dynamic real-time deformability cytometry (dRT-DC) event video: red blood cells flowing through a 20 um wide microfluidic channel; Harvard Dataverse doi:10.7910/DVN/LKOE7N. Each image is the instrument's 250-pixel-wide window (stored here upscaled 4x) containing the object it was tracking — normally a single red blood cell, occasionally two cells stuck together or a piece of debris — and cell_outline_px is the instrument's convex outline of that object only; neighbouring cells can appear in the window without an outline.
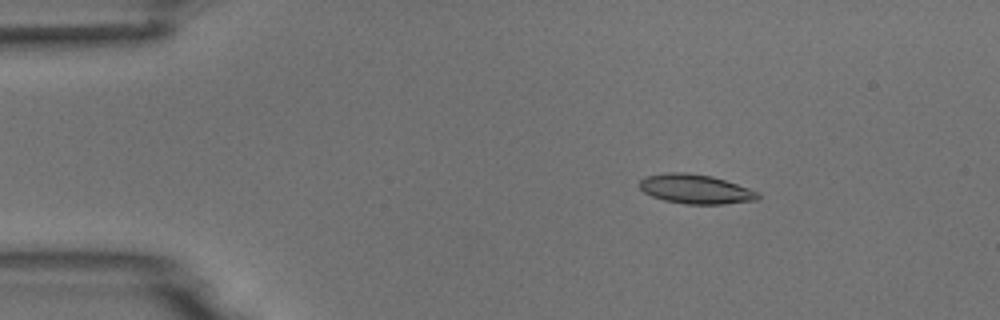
{"species": "common noctule bat (a hibernating species)", "species_latin": "Nyctalus noctula", "temperature_condition": "room temperature", "stored_images_in_passage": 5, "camera_frame_rate_fps": 3000, "um_per_image_px": 0.085, "animal": {"sex": "male", "body_mass_g": 18.8}, "frame": {"image": 1, "passage_image": 2, "time_ms": 1.0, "image_size_px": [1000, 320], "cell_outline_px": [[760, 196], [756, 200], [724, 204], [684, 204], [664, 200], [652, 196], [644, 192], [640, 188], [640, 180], [644, 176], [664, 172], [688, 172], [712, 176], [760, 192]], "centroid_in_image_um": [59.1, 16.06], "position_along_channel_um": 25.9, "area_um2": 20.35}}
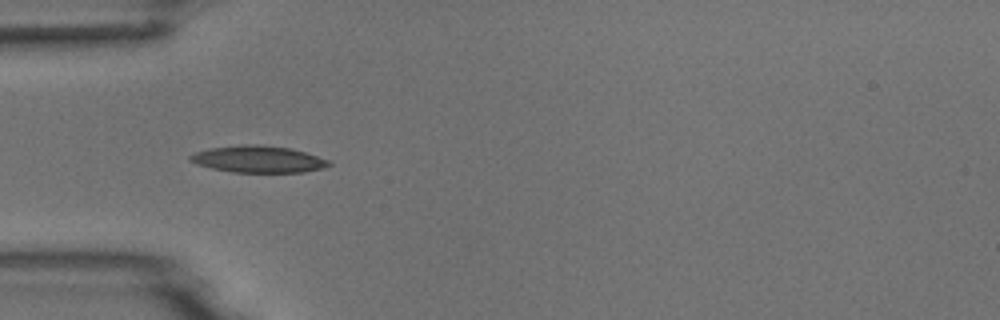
{"frame": {"image": 2, "passage_image": 4, "time_ms": 3.667, "image_size_px": [1000, 320], "cell_outline_px": [[332, 164], [324, 168], [304, 172], [232, 172], [212, 168], [196, 164], [188, 160], [188, 156], [196, 152], [208, 148], [244, 144], [260, 144], [288, 148], [304, 152], [328, 160]], "centroid_in_image_um": [21.91, 13.53], "position_along_channel_um": 63.1, "area_um2": 21.62}}